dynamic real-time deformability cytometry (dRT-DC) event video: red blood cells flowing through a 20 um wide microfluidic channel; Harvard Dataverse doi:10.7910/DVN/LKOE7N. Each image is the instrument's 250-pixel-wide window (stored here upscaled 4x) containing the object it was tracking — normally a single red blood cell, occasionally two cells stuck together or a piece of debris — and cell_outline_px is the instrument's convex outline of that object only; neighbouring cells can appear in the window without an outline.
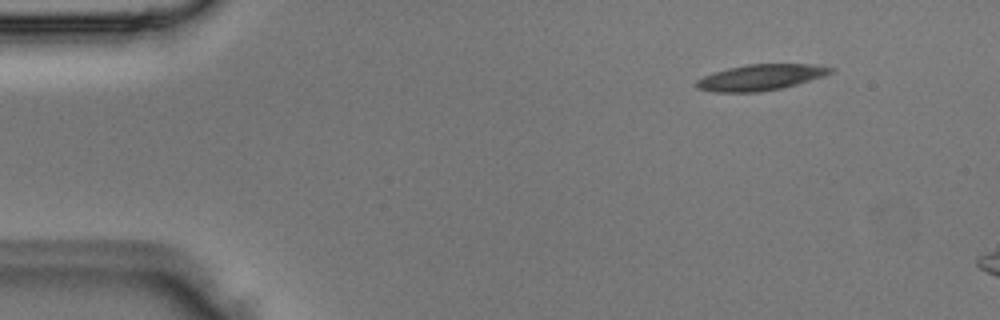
{"species": "Egyptian fruit bat (a non-hibernating species)", "species_latin": "Rousettus aegyptiacus", "temperature_condition": "room temperature", "stored_images_in_passage": 3, "camera_frame_rate_fps": 3000, "um_per_image_px": 0.085, "animal": {"sex": "male"}, "frame": {"image": 1, "passage_image": 1, "time_ms": 0.0, "image_size_px": [1000, 320], "cell_outline_px": [[836, 68], [832, 72], [824, 76], [796, 84], [780, 88], [760, 92], [712, 92], [696, 88], [696, 80], [704, 76], [728, 68], [748, 64], [812, 64]], "centroid_in_image_um": [64.65, 6.58], "position_along_channel_um": 20.3, "area_um2": 20.17}}